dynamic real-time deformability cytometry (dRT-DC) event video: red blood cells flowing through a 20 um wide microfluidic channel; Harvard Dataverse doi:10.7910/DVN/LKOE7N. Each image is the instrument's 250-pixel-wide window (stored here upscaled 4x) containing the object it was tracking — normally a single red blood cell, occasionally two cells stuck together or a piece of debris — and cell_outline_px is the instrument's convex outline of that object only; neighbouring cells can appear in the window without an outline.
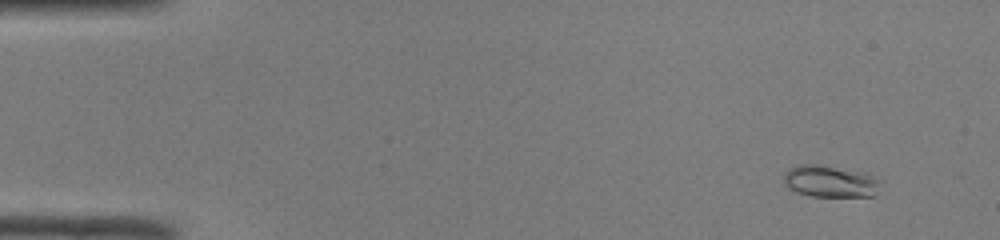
{"species": "common noctule bat (a hibernating species)", "species_latin": "Nyctalus noctula", "temperature_condition": "room temperature", "stored_images_in_passage": 51, "camera_frame_rate_fps": 3000, "um_per_image_px": 0.085, "animal": {"sex": "male", "body_mass_g": 19.0, "forearm_length_mm": 50.8}, "frame": {"image": 1, "passage_image": 5, "time_ms": 1.333, "image_size_px": [1000, 240], "cell_outline_px": [[880, 180], [876, 196], [812, 196], [796, 192], [788, 188], [784, 184], [784, 172], [788, 168], [800, 164], [820, 164], [868, 172]], "centroid_in_image_um": [70.56, 15.39], "position_along_channel_um": 14.4, "area_um2": 18.32}}
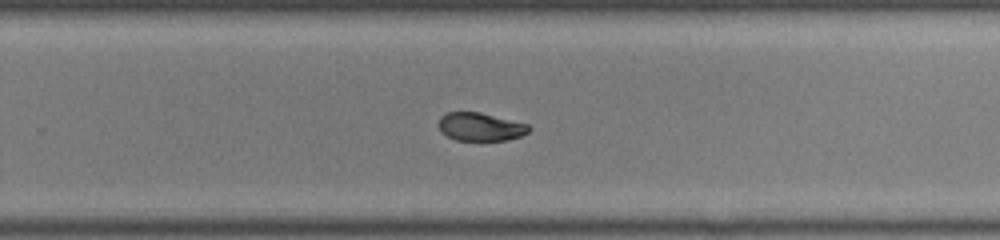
{"frame": {"image": 2, "passage_image": 34, "time_ms": 11.0, "image_size_px": [1000, 240], "cell_outline_px": [[532, 128], [528, 132], [520, 136], [508, 140], [456, 140], [448, 136], [440, 128], [440, 116], [448, 112], [480, 112], [528, 124]], "centroid_in_image_um": [40.88, 10.77], "position_along_channel_um": 288.9, "area_um2": 14.62}}
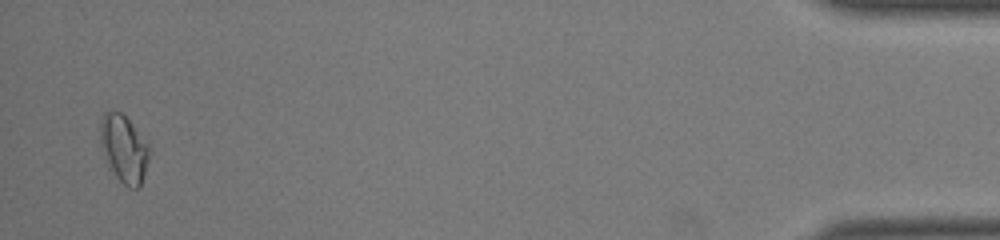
{"frame": {"image": 3, "passage_image": 50, "time_ms": 16.333, "image_size_px": [1000, 240], "cell_outline_px": [[148, 160], [140, 188], [128, 188], [108, 168], [100, 144], [100, 120], [104, 112], [120, 112], [132, 124], [148, 148]], "centroid_in_image_um": [10.48, 12.67], "position_along_channel_um": 424.7, "area_um2": 18.84}, "authors_computed_cell_mechanics": {"area_um2": 16.2996, "velocity_mm_per_s": 4.0704, "shape_relaxation_time_tau1_ms": 5.0953, "shape_relaxation_time_tau2_ms": 1.8852, "deformation_change_tau1": 0.1503, "deformation_change_tau2": 0.0404}}